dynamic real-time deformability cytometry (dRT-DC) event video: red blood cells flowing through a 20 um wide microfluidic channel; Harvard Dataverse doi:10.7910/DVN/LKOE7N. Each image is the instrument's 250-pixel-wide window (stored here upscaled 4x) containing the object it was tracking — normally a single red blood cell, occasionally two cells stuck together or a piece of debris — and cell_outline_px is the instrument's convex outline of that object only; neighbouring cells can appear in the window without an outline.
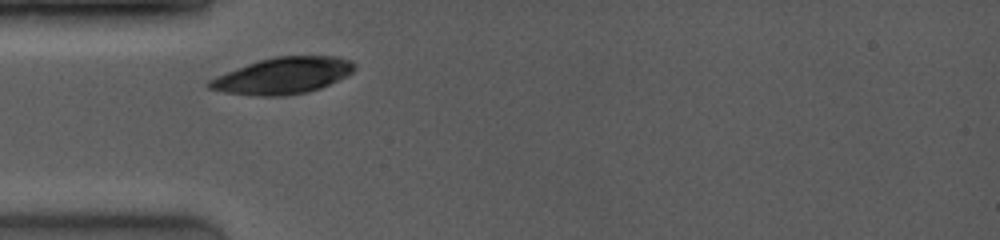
{"species": "common noctule bat (a hibernating species)", "species_latin": "Nyctalus noctula", "temperature_condition": "room temperature", "stored_images_in_passage": 3, "camera_frame_rate_fps": 4000, "um_per_image_px": 0.085, "animal": {"sex": "female", "body_mass_g": 19.0, "forearm_length_mm": 53.3}, "frame": {"image": 1, "passage_image": 1, "time_ms": 0.0, "image_size_px": [1000, 240], "cell_outline_px": [[356, 68], [352, 72], [320, 88], [308, 92], [284, 96], [252, 96], [224, 92], [208, 88], [204, 84], [208, 80], [216, 76], [248, 64], [260, 60], [276, 56], [336, 56], [352, 60], [356, 64]], "centroid_in_image_um": [24.03, 6.44], "position_along_channel_um": 61.0, "area_um2": 30.81}}